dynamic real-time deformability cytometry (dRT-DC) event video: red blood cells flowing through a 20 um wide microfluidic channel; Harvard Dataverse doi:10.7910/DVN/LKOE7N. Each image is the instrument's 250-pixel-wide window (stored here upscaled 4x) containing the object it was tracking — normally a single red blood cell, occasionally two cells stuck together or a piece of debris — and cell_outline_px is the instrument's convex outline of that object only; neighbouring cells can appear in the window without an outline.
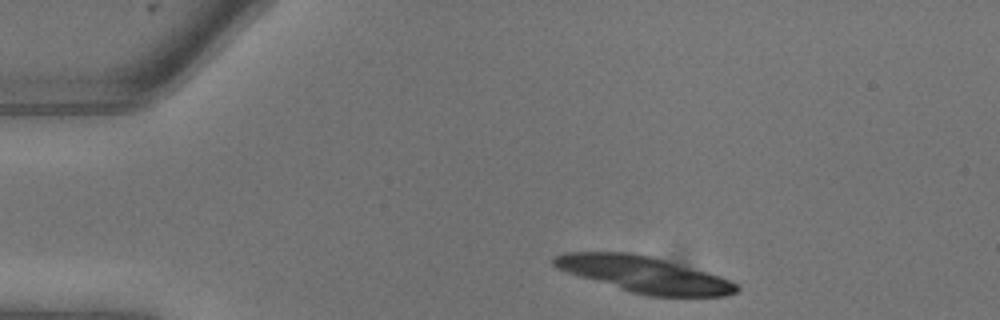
{"species": "common noctule bat (a hibernating species)", "species_latin": "Nyctalus noctula", "temperature_condition": "warm", "stored_images_in_passage": 16, "camera_frame_rate_fps": 3000, "um_per_image_px": 0.085, "animal": {"sex": "male", "body_mass_g": 13.3}, "frame": {"image": 1, "passage_image": 1, "time_ms": 0.0, "image_size_px": [1000, 320], "cell_outline_px": [[740, 288], [736, 292], [724, 296], [648, 296], [632, 292], [580, 276], [556, 268], [552, 264], [552, 256], [564, 252], [632, 252], [664, 260], [704, 272], [740, 284]], "centroid_in_image_um": [54.7, 23.32], "position_along_channel_um": 30.3, "area_um2": 37.74}}
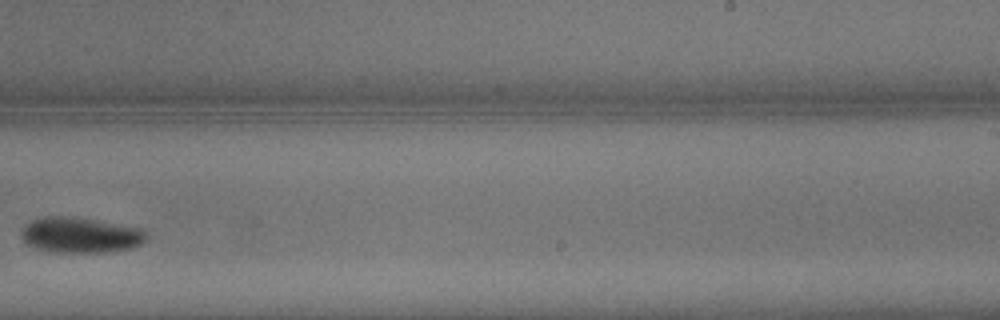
{"frame": {"image": 2, "passage_image": 12, "time_ms": 3.667, "image_size_px": [1000, 320], "cell_outline_px": [[148, 232], [144, 240], [140, 244], [132, 248], [100, 252], [56, 252], [40, 248], [28, 244], [20, 236], [20, 232], [32, 220], [44, 216], [68, 216], [96, 220], [144, 228]], "centroid_in_image_um": [6.87, 19.96], "position_along_channel_um": 282.1, "area_um2": 25.66}}